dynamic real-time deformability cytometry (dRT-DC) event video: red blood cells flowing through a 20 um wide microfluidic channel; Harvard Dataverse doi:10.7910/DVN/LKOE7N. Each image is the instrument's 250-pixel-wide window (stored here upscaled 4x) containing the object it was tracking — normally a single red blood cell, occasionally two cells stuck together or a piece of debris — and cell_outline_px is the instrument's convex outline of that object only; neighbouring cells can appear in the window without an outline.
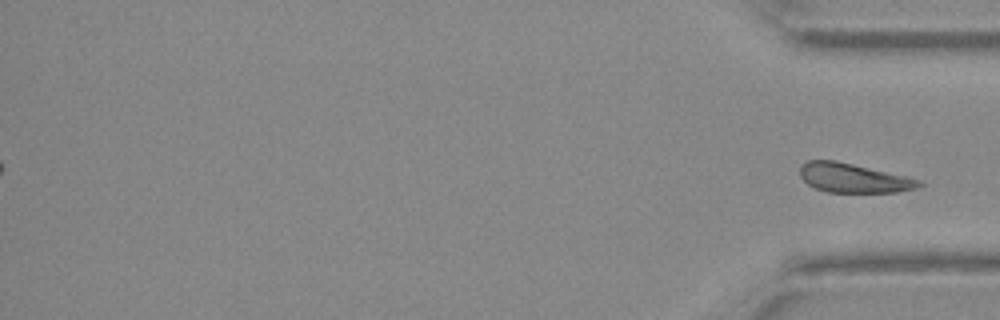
{"species": "Egyptian fruit bat (a non-hibernating species)", "species_latin": "Rousettus aegyptiacus", "temperature_condition": "warm", "stored_images_in_passage": 36, "segment_of_instrument_passage": [2, 2], "camera_frame_rate_fps": 3000, "um_per_image_px": 0.085, "animal": {"sex": "female"}, "frame": {"image": 1, "passage_image": 36, "time_ms": 11.667, "image_size_px": [1000, 320], "cell_outline_px": [[924, 184], [920, 188], [896, 192], [824, 192], [808, 184], [800, 176], [800, 168], [808, 160], [836, 160], [912, 176], [920, 180]], "centroid_in_image_um": [72.64, 15.12], "position_along_channel_um": 362.6, "area_um2": 20.69}}